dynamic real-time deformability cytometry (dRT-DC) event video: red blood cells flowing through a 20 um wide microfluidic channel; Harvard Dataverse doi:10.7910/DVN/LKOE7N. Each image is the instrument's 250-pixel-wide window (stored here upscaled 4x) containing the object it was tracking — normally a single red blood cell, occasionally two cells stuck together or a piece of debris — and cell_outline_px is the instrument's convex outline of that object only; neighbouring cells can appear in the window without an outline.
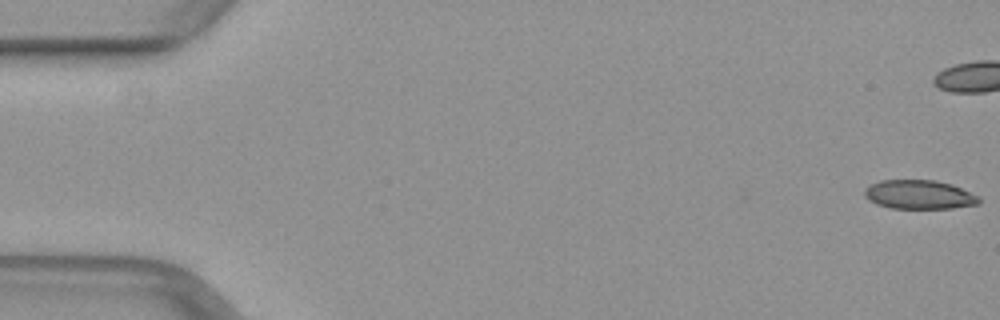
{"species": "common noctule bat (a hibernating species)", "species_latin": "Nyctalus noctula", "temperature_condition": "warm", "stored_images_in_passage": 39, "camera_frame_rate_fps": 3000, "um_per_image_px": 0.085, "animal": {"sex": "female", "body_mass_g": 29.2, "forearm_length_mm": 56.3}, "frame": {"image": 1, "passage_image": 1, "time_ms": 0.0, "image_size_px": [1000, 320], "cell_outline_px": [[980, 204], [952, 208], [892, 208], [876, 204], [868, 200], [864, 196], [864, 188], [868, 184], [880, 180], [936, 180], [952, 184], [980, 196]], "centroid_in_image_um": [78.12, 16.53], "position_along_channel_um": 6.9, "area_um2": 19.59}}
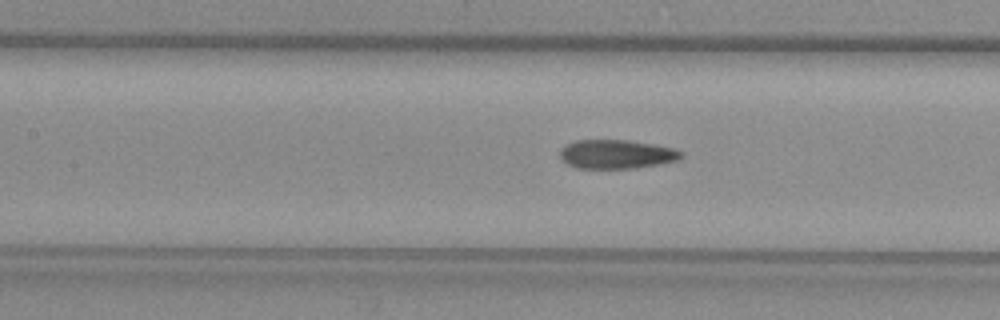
{"frame": {"image": 2, "passage_image": 23, "time_ms": 7.333, "image_size_px": [1000, 320], "cell_outline_px": [[684, 156], [680, 160], [660, 164], [636, 168], [576, 168], [568, 164], [560, 156], [560, 148], [564, 144], [576, 140], [628, 140], [652, 144], [672, 148], [684, 152]], "centroid_in_image_um": [52.42, 13.1], "position_along_channel_um": 155.0, "area_um2": 20.58}}